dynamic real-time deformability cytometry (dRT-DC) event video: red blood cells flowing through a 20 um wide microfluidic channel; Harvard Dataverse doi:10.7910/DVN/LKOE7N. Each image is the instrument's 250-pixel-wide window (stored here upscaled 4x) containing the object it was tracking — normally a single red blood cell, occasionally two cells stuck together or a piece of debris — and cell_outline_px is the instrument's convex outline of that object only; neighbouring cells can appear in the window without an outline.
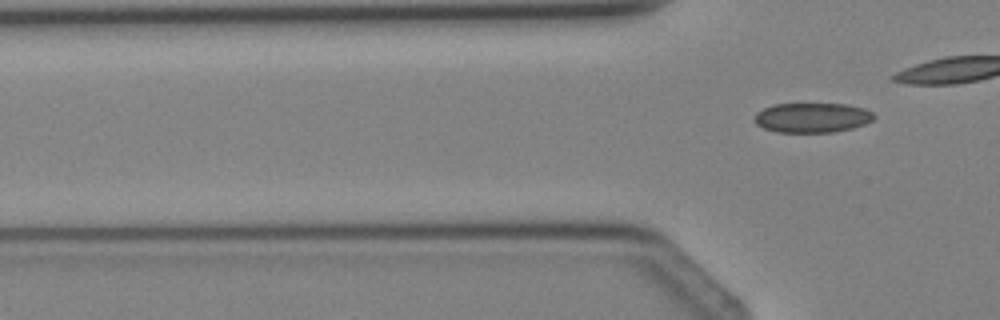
{"species": "Egyptian fruit bat (a non-hibernating species)", "species_latin": "Rousettus aegyptiacus", "temperature_condition": "cold", "stored_images_in_passage": 2, "camera_frame_rate_fps": 3000, "um_per_image_px": 0.085, "animal": {"sex": "female"}, "frame": {"image": 1, "passage_image": 2, "time_ms": 2.0, "image_size_px": [1000, 320], "cell_outline_px": [[876, 116], [872, 120], [864, 124], [852, 128], [832, 132], [776, 132], [764, 128], [756, 124], [752, 120], [756, 112], [772, 104], [848, 104], [864, 108], [872, 112]], "centroid_in_image_um": [69.01, 9.99], "position_along_channel_um": 56.8, "area_um2": 20.81}}